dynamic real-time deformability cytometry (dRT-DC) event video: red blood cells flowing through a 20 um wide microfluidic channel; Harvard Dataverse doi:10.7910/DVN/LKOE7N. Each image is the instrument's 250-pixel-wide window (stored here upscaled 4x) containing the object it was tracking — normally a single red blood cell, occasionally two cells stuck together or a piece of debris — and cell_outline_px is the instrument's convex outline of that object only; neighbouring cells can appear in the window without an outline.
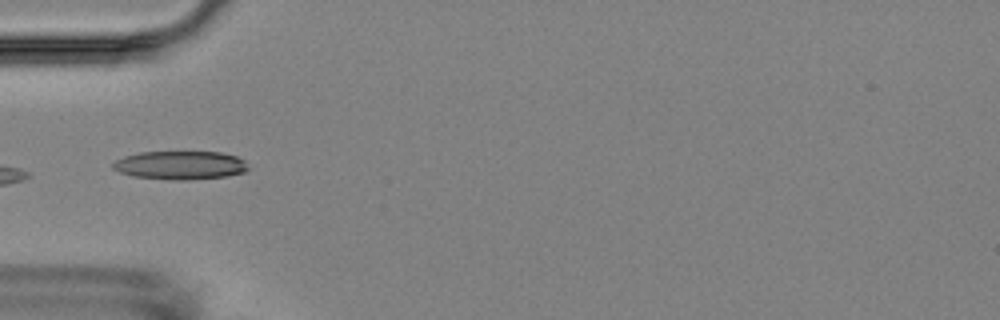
{"species": "Egyptian fruit bat (a non-hibernating species)", "species_latin": "Rousettus aegyptiacus", "temperature_condition": "room temperature", "stored_images_in_passage": 5, "camera_frame_rate_fps": 3000, "um_per_image_px": 0.085, "animal": {"sex": "female"}, "frame": {"image": 1, "passage_image": 4, "time_ms": 3.333, "image_size_px": [1000, 320], "cell_outline_px": [[248, 168], [244, 172], [228, 176], [184, 180], [176, 180], [132, 176], [120, 172], [112, 168], [112, 164], [116, 160], [124, 156], [140, 152], [220, 152], [236, 156], [244, 160]], "centroid_in_image_um": [15.31, 14.04], "position_along_channel_um": 69.7, "area_um2": 22.37}}
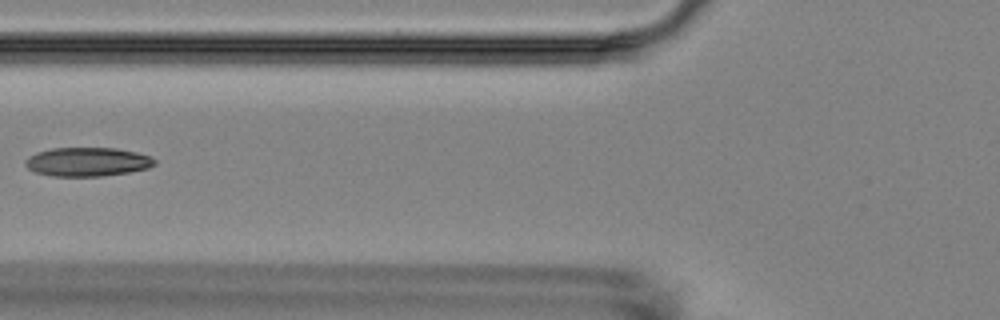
{"frame": {"image": 2, "passage_image": 5, "time_ms": 4.667, "image_size_px": [1000, 320], "cell_outline_px": [[156, 164], [148, 168], [128, 172], [100, 176], [52, 176], [36, 172], [28, 168], [24, 164], [24, 160], [28, 156], [36, 152], [52, 148], [116, 148], [136, 152], [148, 156], [156, 160]], "centroid_in_image_um": [7.4, 13.75], "position_along_channel_um": 118.4, "area_um2": 21.73}}